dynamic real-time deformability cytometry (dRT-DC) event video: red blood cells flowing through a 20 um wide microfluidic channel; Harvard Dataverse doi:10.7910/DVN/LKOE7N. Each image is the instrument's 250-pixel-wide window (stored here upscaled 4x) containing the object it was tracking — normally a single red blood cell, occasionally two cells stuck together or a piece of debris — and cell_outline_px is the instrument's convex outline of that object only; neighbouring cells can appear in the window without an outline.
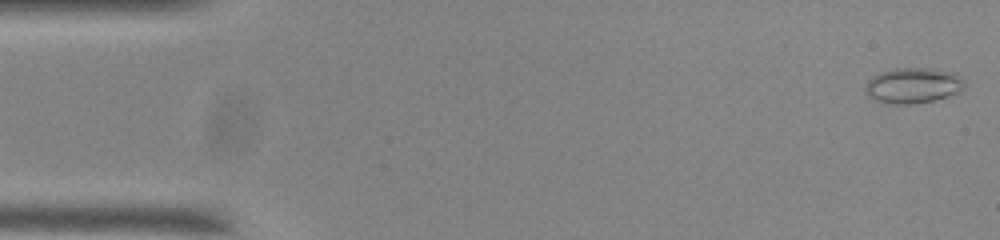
{"species": "common noctule bat (a hibernating species)", "species_latin": "Nyctalus noctula", "temperature_condition": "room temperature", "stored_images_in_passage": 54, "camera_frame_rate_fps": 3000, "um_per_image_px": 0.085, "animal": {"sex": "male", "body_mass_g": 20.0, "forearm_length_mm": 53.3}, "frame": {"image": 1, "passage_image": 1, "time_ms": 0.0, "image_size_px": [1000, 240], "cell_outline_px": [[964, 84], [960, 92], [948, 96], [932, 100], [908, 104], [892, 104], [876, 100], [864, 88], [868, 80], [872, 76], [880, 72], [896, 68], [924, 68], [952, 72], [964, 80]], "centroid_in_image_um": [77.6, 7.26], "position_along_channel_um": 7.4, "area_um2": 20.11}}
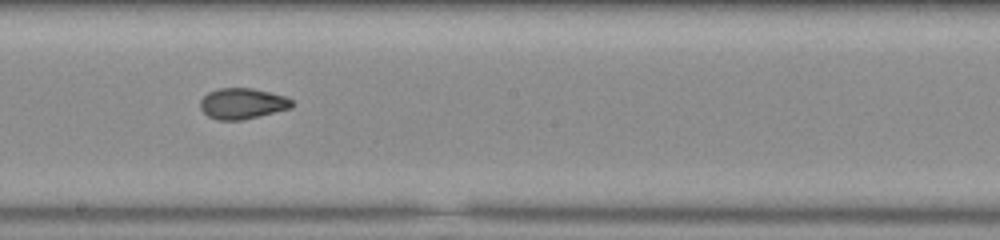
{"frame": {"image": 2, "passage_image": 29, "time_ms": 9.333, "image_size_px": [1000, 240], "cell_outline_px": [[292, 108], [240, 120], [216, 120], [208, 116], [200, 108], [200, 100], [208, 92], [220, 88], [252, 88], [284, 96], [292, 100]], "centroid_in_image_um": [20.57, 8.8], "position_along_channel_um": 227.6, "area_um2": 16.3}}
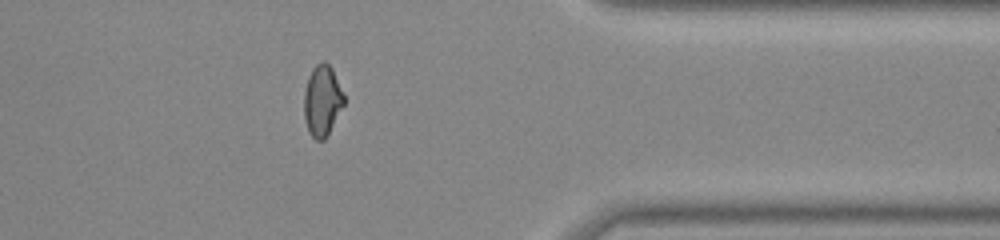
{"frame": {"image": 3, "passage_image": 43, "time_ms": 14.0, "image_size_px": [1000, 240], "cell_outline_px": [[344, 104], [324, 140], [316, 140], [308, 132], [304, 116], [304, 92], [308, 76], [312, 68], [320, 60], [324, 60], [332, 68], [344, 96]], "centroid_in_image_um": [27.37, 8.52], "position_along_channel_um": 384.0, "area_um2": 16.42}, "authors_computed_cell_mechanics": {"area_um2": 16.9354, "velocity_mm_per_s": 3.7414, "shape_relaxation_time_tau1_ms": null, "shape_relaxation_time_tau2_ms": 1.7903, "deformation_change_tau1": null, "deformation_change_tau2": 0.0659}}